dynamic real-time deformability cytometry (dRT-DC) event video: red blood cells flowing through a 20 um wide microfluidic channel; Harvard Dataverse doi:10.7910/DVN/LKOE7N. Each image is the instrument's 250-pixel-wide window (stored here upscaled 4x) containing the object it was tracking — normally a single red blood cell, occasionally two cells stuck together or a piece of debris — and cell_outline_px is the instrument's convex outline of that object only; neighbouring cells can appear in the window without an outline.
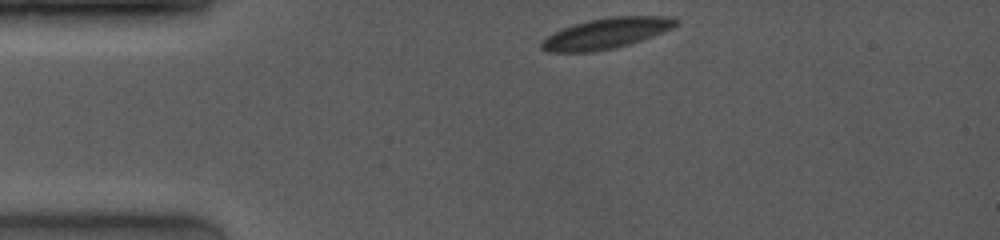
{"species": "common noctule bat (a hibernating species)", "species_latin": "Nyctalus noctula", "temperature_condition": "room temperature", "stored_images_in_passage": 11, "camera_frame_rate_fps": 4000, "um_per_image_px": 0.085, "animal": {"sex": "female", "body_mass_g": 19.0, "forearm_length_mm": 53.3}, "frame": {"image": 1, "passage_image": 1, "time_ms": 0.0, "image_size_px": [1000, 240], "cell_outline_px": [[680, 20], [672, 28], [652, 36], [616, 48], [592, 52], [544, 52], [540, 48], [540, 44], [552, 32], [588, 20], [612, 16], [672, 16]], "centroid_in_image_um": [51.52, 2.84], "position_along_channel_um": 33.5, "area_um2": 23.93}}
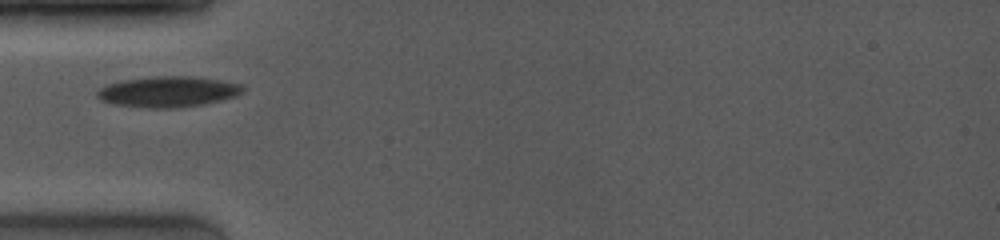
{"frame": {"image": 2, "passage_image": 4, "time_ms": 2.0, "image_size_px": [1000, 240], "cell_outline_px": [[244, 92], [236, 96], [204, 104], [180, 108], [148, 108], [112, 104], [100, 100], [96, 96], [96, 92], [100, 88], [108, 84], [120, 80], [156, 76], [192, 76], [220, 80], [240, 84], [244, 88]], "centroid_in_image_um": [14.26, 7.8], "position_along_channel_um": 70.7, "area_um2": 26.3}}
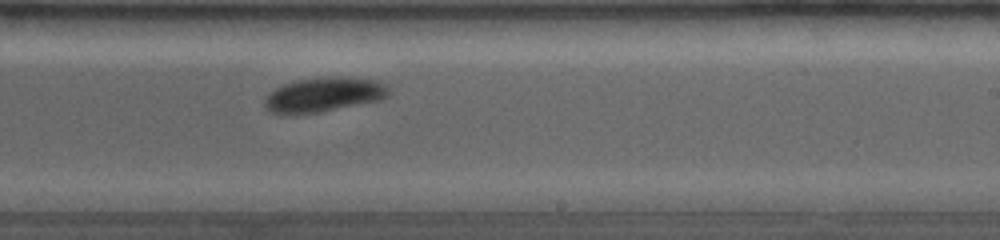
{"frame": {"image": 3, "passage_image": 11, "time_ms": 6.75, "image_size_px": [1000, 240], "cell_outline_px": [[388, 96], [380, 100], [316, 112], [280, 116], [272, 112], [264, 104], [264, 100], [276, 88], [284, 84], [300, 80], [340, 76], [380, 80], [388, 88]], "centroid_in_image_um": [27.53, 8.05], "position_along_channel_um": 261.5, "area_um2": 24.62}}